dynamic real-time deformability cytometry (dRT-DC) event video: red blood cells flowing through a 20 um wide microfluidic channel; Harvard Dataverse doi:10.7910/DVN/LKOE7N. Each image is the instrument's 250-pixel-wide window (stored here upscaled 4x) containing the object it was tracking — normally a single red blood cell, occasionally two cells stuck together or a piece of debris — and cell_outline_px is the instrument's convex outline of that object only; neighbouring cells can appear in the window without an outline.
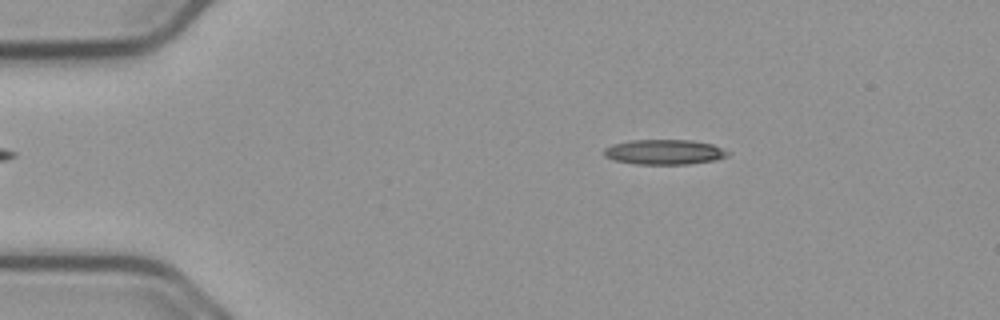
{"species": "common noctule bat (a hibernating species)", "species_latin": "Nyctalus noctula", "temperature_condition": "cold", "stored_images_in_passage": 54, "camera_frame_rate_fps": 3000, "um_per_image_px": 0.085, "animal": {"sex": "male", "body_mass_g": 23.1, "forearm_length_mm": 52.7}, "frame": {"image": 1, "passage_image": 9, "time_ms": 2.667, "image_size_px": [1000, 320], "cell_outline_px": [[728, 156], [716, 160], [688, 164], [636, 164], [616, 160], [604, 156], [604, 148], [612, 144], [632, 140], [692, 140], [712, 144], [728, 152]], "centroid_in_image_um": [56.46, 12.92], "position_along_channel_um": 28.5, "area_um2": 17.92}}
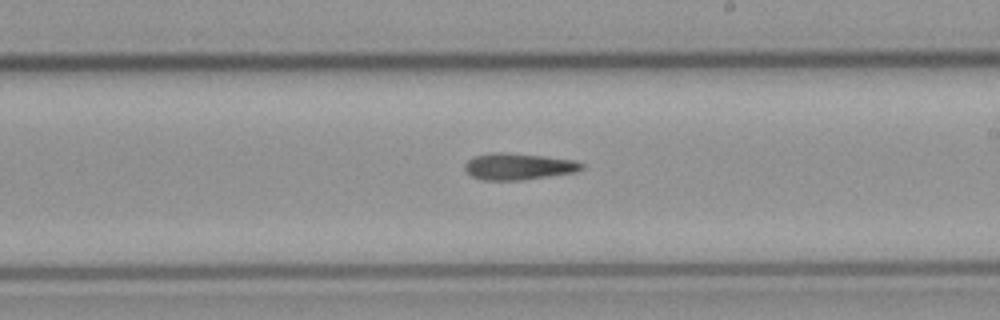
{"frame": {"image": 2, "passage_image": 31, "time_ms": 10.0, "image_size_px": [1000, 320], "cell_outline_px": [[584, 168], [572, 172], [548, 176], [520, 180], [480, 180], [464, 172], [464, 164], [468, 160], [476, 156], [492, 152], [500, 152], [544, 156], [576, 160], [584, 164]], "centroid_in_image_um": [44.02, 14.15], "position_along_channel_um": 245.0, "area_um2": 18.03}}
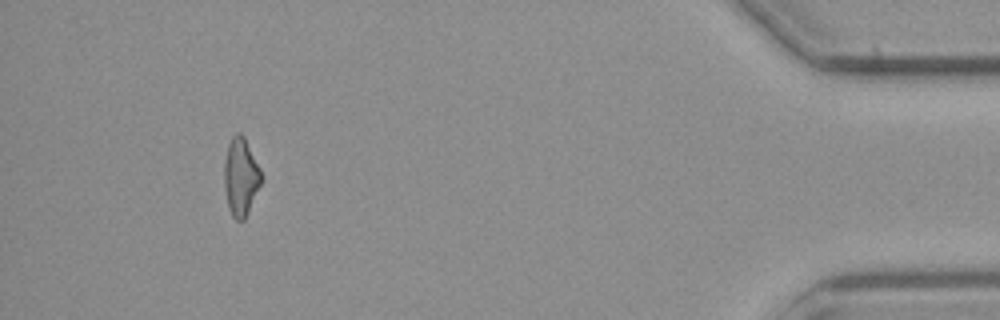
{"frame": {"image": 3, "passage_image": 50, "time_ms": 16.333, "image_size_px": [1000, 320], "cell_outline_px": [[264, 180], [244, 220], [236, 220], [232, 216], [228, 208], [224, 188], [224, 160], [228, 144], [232, 136], [236, 132], [240, 132], [244, 136], [260, 168]], "centroid_in_image_um": [20.47, 15.03], "position_along_channel_um": 414.7, "area_um2": 17.17}}